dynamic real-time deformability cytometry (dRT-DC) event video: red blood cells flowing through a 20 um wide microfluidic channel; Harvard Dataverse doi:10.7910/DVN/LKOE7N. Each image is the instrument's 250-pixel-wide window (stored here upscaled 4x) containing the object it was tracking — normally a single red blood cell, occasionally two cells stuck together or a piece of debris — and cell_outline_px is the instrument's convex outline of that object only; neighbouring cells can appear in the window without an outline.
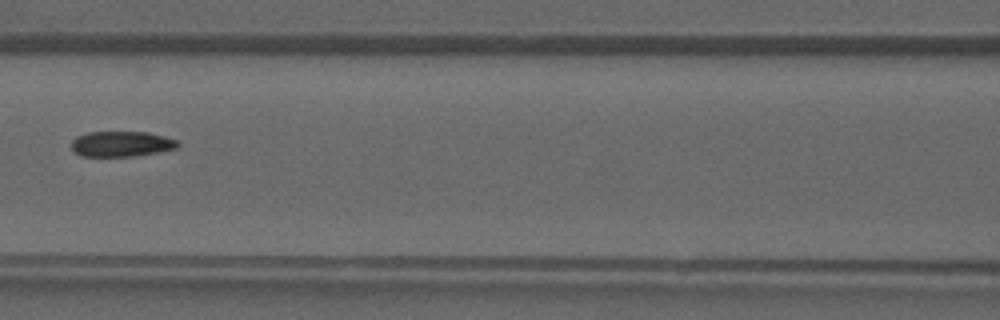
{"species": "common noctule bat (a hibernating species)", "species_latin": "Nyctalus noctula", "temperature_condition": "warm", "stored_images_in_passage": 41, "camera_frame_rate_fps": 3000, "um_per_image_px": 0.085, "animal": {"sex": "male", "forearm_length_mm": 52.5}, "frame": {"image": 1, "passage_image": 19, "time_ms": 6.0, "image_size_px": [1000, 320], "cell_outline_px": [[180, 144], [176, 148], [160, 152], [136, 156], [80, 156], [72, 148], [72, 140], [76, 136], [88, 132], [148, 132], [164, 136], [176, 140]], "centroid_in_image_um": [10.33, 12.23], "position_along_channel_um": 156.3, "area_um2": 15.78}}
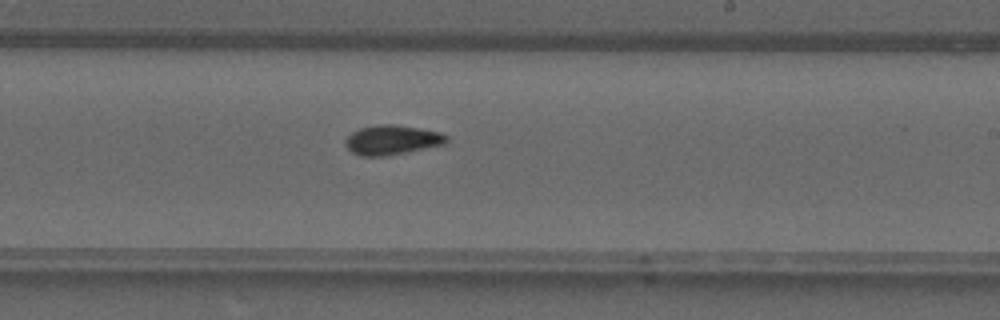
{"frame": {"image": 2, "passage_image": 25, "time_ms": 8.0, "image_size_px": [1000, 320], "cell_outline_px": [[448, 140], [444, 144], [384, 156], [360, 156], [352, 152], [344, 144], [344, 140], [352, 132], [360, 128], [380, 124], [396, 124], [420, 128], [440, 132], [448, 136]], "centroid_in_image_um": [33.3, 11.88], "position_along_channel_um": 255.7, "area_um2": 17.34}}
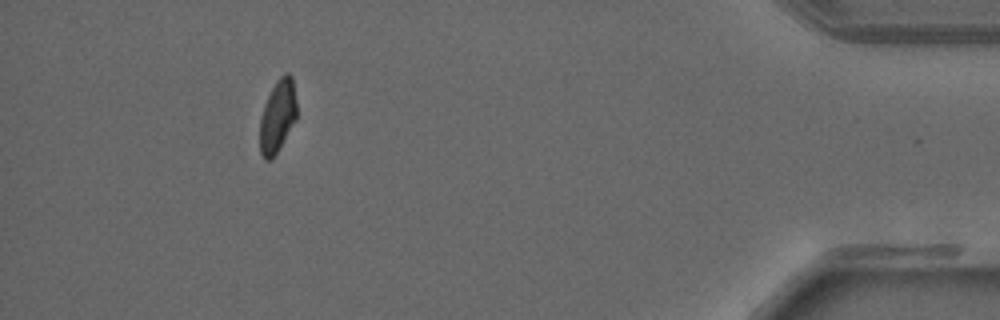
{"frame": {"image": 3, "passage_image": 38, "time_ms": 12.333, "image_size_px": [1000, 320], "cell_outline_px": [[296, 120], [272, 160], [264, 160], [260, 152], [260, 120], [264, 104], [276, 80], [284, 72], [288, 72], [292, 76], [296, 100]], "centroid_in_image_um": [23.59, 9.87], "position_along_channel_um": 411.6, "area_um2": 15.66}}